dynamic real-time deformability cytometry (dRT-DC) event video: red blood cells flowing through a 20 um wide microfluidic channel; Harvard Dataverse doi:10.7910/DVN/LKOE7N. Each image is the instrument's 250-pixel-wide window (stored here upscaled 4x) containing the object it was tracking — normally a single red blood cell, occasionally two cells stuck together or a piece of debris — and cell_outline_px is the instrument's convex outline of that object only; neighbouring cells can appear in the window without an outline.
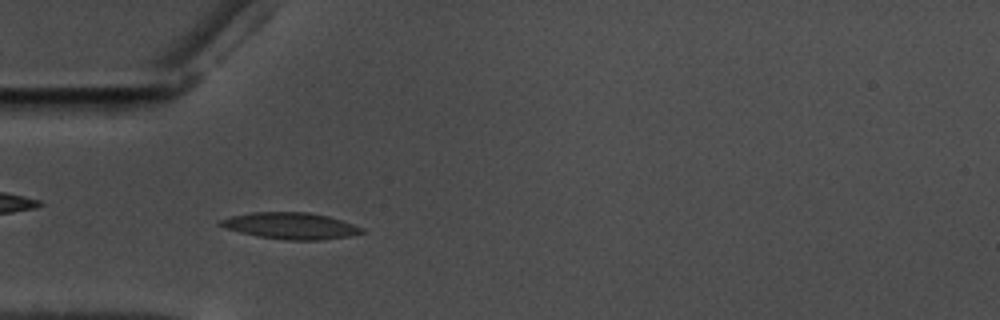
{"species": "common noctule bat (a hibernating species)", "species_latin": "Nyctalus noctula", "temperature_condition": "warm", "stored_images_in_passage": 57, "camera_frame_rate_fps": 3000, "um_per_image_px": 0.085, "animal": {"sex": "male", "body_mass_g": 17.5, "forearm_length_mm": 52.3}, "frame": {"image": 1, "passage_image": 17, "time_ms": 5.333, "image_size_px": [1000, 320], "cell_outline_px": [[364, 232], [352, 236], [324, 240], [288, 240], [256, 236], [224, 228], [216, 224], [220, 220], [232, 216], [252, 212], [308, 212], [328, 216], [364, 228]], "centroid_in_image_um": [24.7, 19.2], "position_along_channel_um": 60.3, "area_um2": 21.91}}
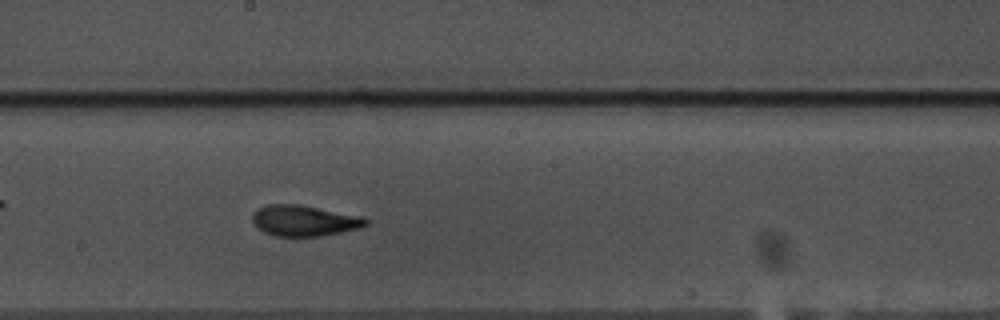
{"frame": {"image": 2, "passage_image": 31, "time_ms": 10.0, "image_size_px": [1000, 320], "cell_outline_px": [[368, 224], [360, 228], [320, 236], [276, 236], [264, 232], [256, 228], [252, 220], [252, 216], [256, 208], [268, 204], [300, 204], [360, 216], [368, 220]], "centroid_in_image_um": [25.81, 18.75], "position_along_channel_um": 222.4, "area_um2": 20.4}}
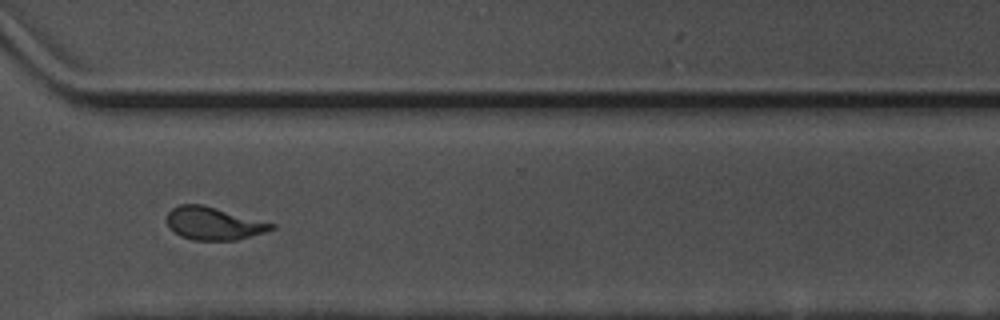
{"frame": {"image": 3, "passage_image": 42, "time_ms": 13.667, "image_size_px": [1000, 320], "cell_outline_px": [[276, 228], [264, 232], [236, 240], [192, 240], [180, 236], [168, 228], [168, 212], [172, 208], [180, 204], [200, 204], [276, 224]], "centroid_in_image_um": [18.14, 19.0], "position_along_channel_um": 352.5, "area_um2": 19.77}, "authors_computed_cell_mechanics": {"area_um2": 19.8832, "velocity_mm_per_s": 3.5371, "shape_relaxation_time_tau1_ms": 5.4463, "shape_relaxation_time_tau2_ms": 1.4735, "deformation_change_tau1": 0.1993, "deformation_change_tau2": 0.0777}}